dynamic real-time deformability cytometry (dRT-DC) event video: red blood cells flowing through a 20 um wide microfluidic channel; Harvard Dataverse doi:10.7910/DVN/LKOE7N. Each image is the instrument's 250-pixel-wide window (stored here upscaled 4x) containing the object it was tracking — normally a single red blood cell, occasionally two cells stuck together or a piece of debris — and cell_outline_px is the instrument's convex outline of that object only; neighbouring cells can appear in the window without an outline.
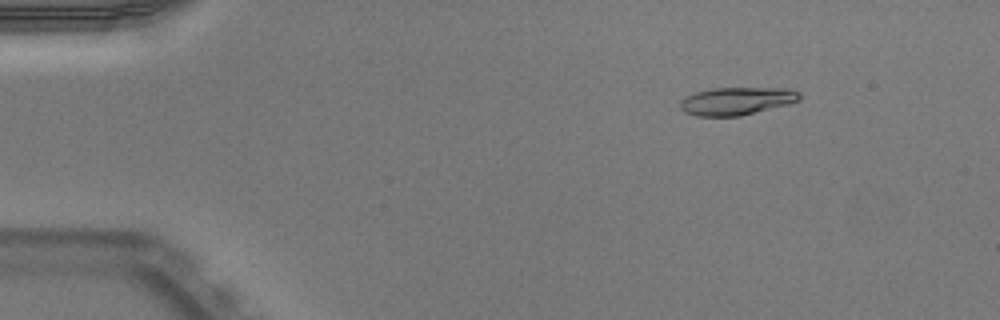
{"species": "Egyptian fruit bat (a non-hibernating species)", "species_latin": "Rousettus aegyptiacus", "temperature_condition": "warm", "stored_images_in_passage": 51, "camera_frame_rate_fps": 3000, "um_per_image_px": 0.085, "animal": {"sex": "male"}, "frame": {"image": 1, "passage_image": 7, "time_ms": 2.0, "image_size_px": [1000, 320], "cell_outline_px": [[800, 100], [788, 104], [740, 116], [696, 116], [684, 112], [680, 108], [680, 100], [684, 96], [696, 92], [712, 88], [792, 88], [800, 92]], "centroid_in_image_um": [62.6, 8.58], "position_along_channel_um": 22.4, "area_um2": 19.48}}
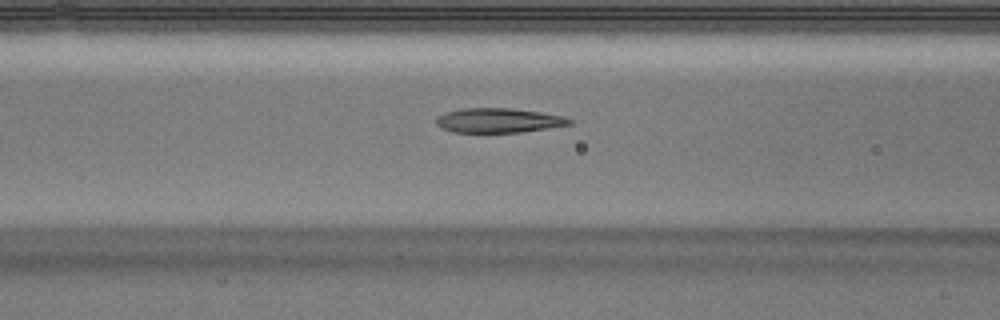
{"frame": {"image": 2, "passage_image": 21, "time_ms": 6.667, "image_size_px": [1000, 320], "cell_outline_px": [[572, 124], [548, 128], [520, 132], [452, 132], [436, 124], [436, 116], [444, 112], [464, 108], [512, 108], [568, 116], [572, 120]], "centroid_in_image_um": [42.4, 10.22], "position_along_channel_um": 124.2, "area_um2": 19.13}}
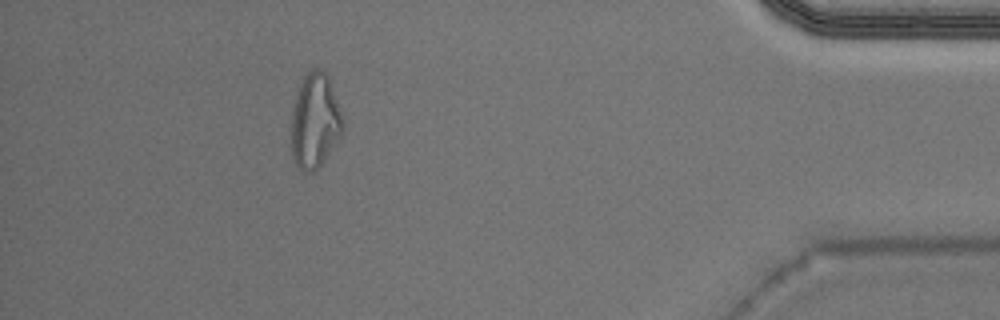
{"frame": {"image": 3, "passage_image": 46, "time_ms": 15.0, "image_size_px": [1000, 320], "cell_outline_px": [[344, 132], [316, 172], [304, 172], [296, 164], [292, 156], [292, 112], [296, 96], [300, 84], [304, 76], [312, 68], [320, 68], [328, 76], [344, 120]], "centroid_in_image_um": [26.79, 10.3], "position_along_channel_um": 408.4, "area_um2": 28.5}, "authors_computed_cell_mechanics": {"area_um2": 19.7098, "velocity_mm_per_s": 4.0027, "shape_relaxation_time_tau1_ms": null, "shape_relaxation_time_tau2_ms": 1.9852, "deformation_change_tau1": null, "deformation_change_tau2": 0.0987}}